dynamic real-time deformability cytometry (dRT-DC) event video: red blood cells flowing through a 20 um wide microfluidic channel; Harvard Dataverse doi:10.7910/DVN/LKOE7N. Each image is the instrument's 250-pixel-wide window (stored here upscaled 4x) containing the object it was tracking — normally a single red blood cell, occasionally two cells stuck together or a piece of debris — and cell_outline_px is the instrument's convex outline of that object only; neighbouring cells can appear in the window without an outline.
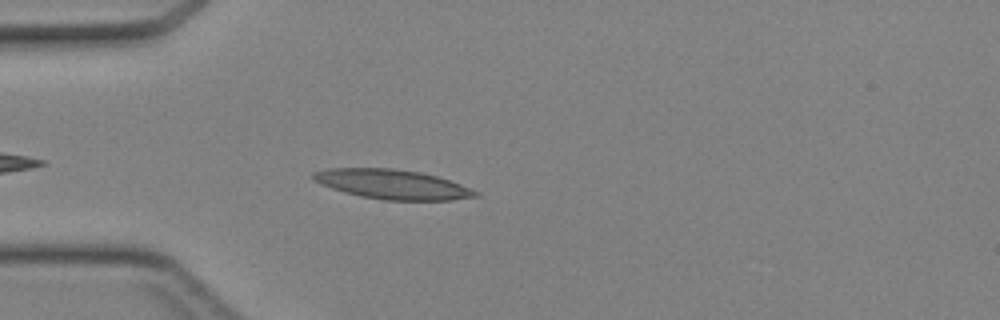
{"species": "Egyptian fruit bat (a non-hibernating species)", "species_latin": "Rousettus aegyptiacus", "temperature_condition": "cold", "stored_images_in_passage": 34, "camera_frame_rate_fps": 3000, "um_per_image_px": 0.085, "animal": {"sex": "female"}, "frame": {"image": 1, "passage_image": 4, "time_ms": 1.0, "image_size_px": [1000, 320], "cell_outline_px": [[480, 196], [452, 200], [384, 200], [360, 196], [344, 192], [320, 184], [312, 180], [312, 172], [328, 168], [392, 168], [420, 172], [436, 176], [460, 184], [480, 192]], "centroid_in_image_um": [33.33, 15.66], "position_along_channel_um": 51.7, "area_um2": 27.98}}
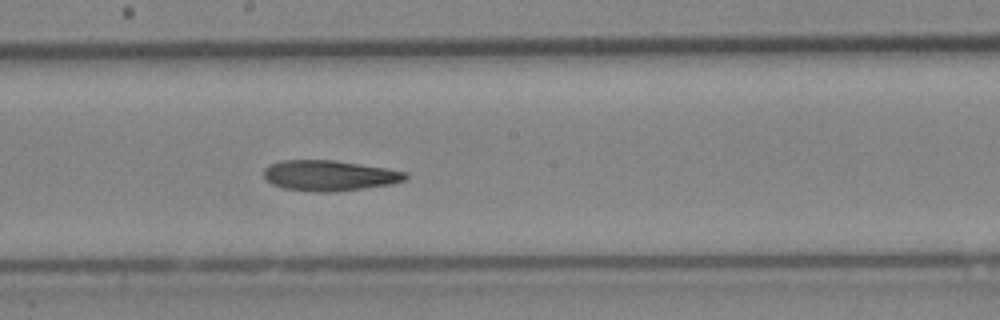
{"frame": {"image": 2, "passage_image": 16, "time_ms": 5.0, "image_size_px": [1000, 320], "cell_outline_px": [[408, 176], [404, 180], [392, 184], [336, 192], [312, 192], [284, 188], [272, 184], [264, 176], [264, 168], [268, 164], [280, 160], [332, 160], [384, 168], [404, 172]], "centroid_in_image_um": [27.94, 14.93], "position_along_channel_um": 220.3, "area_um2": 25.09}}
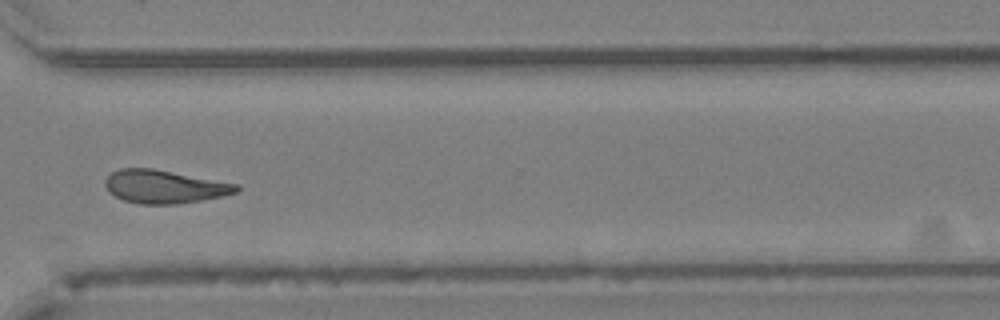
{"frame": {"image": 3, "passage_image": 25, "time_ms": 8.0, "image_size_px": [1000, 320], "cell_outline_px": [[240, 188], [236, 192], [224, 196], [176, 204], [140, 204], [124, 200], [108, 192], [104, 184], [104, 180], [112, 172], [120, 168], [152, 168], [240, 184]], "centroid_in_image_um": [13.97, 15.86], "position_along_channel_um": 356.6, "area_um2": 25.43}}